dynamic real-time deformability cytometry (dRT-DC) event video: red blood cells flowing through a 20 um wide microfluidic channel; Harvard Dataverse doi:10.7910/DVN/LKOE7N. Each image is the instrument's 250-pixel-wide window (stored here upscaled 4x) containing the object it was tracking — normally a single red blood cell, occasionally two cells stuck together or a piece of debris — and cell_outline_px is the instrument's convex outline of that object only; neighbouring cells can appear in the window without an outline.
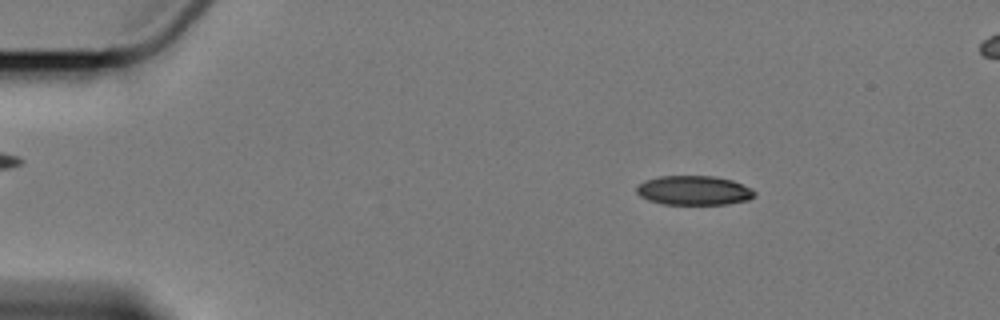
{"species": "Egyptian fruit bat (a non-hibernating species)", "species_latin": "Rousettus aegyptiacus", "temperature_condition": "cold", "stored_images_in_passage": 15, "segment_of_instrument_passage": [1, 2], "camera_frame_rate_fps": 3000, "um_per_image_px": 0.085, "animal": {"sex": "female"}, "frame": {"image": 1, "passage_image": 2, "time_ms": 1.333, "image_size_px": [1000, 320], "cell_outline_px": [[756, 196], [748, 200], [728, 204], [660, 204], [648, 200], [640, 196], [636, 192], [636, 188], [644, 180], [660, 176], [712, 176], [732, 180], [752, 188], [756, 192]], "centroid_in_image_um": [58.99, 16.19], "position_along_channel_um": 26.0, "area_um2": 20.29}}
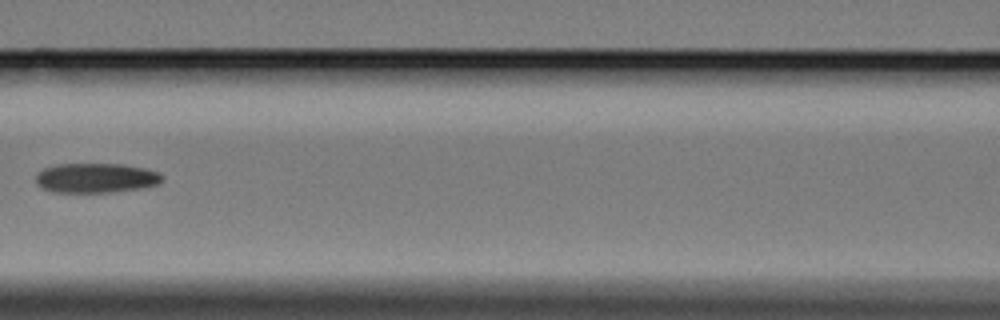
{"frame": {"image": 2, "passage_image": 6, "time_ms": 7.333, "image_size_px": [1000, 320], "cell_outline_px": [[164, 180], [160, 184], [140, 188], [112, 192], [52, 192], [36, 184], [36, 176], [44, 168], [56, 164], [120, 164], [144, 168], [160, 172], [164, 176]], "centroid_in_image_um": [8.2, 15.13], "position_along_channel_um": 158.4, "area_um2": 21.91}}
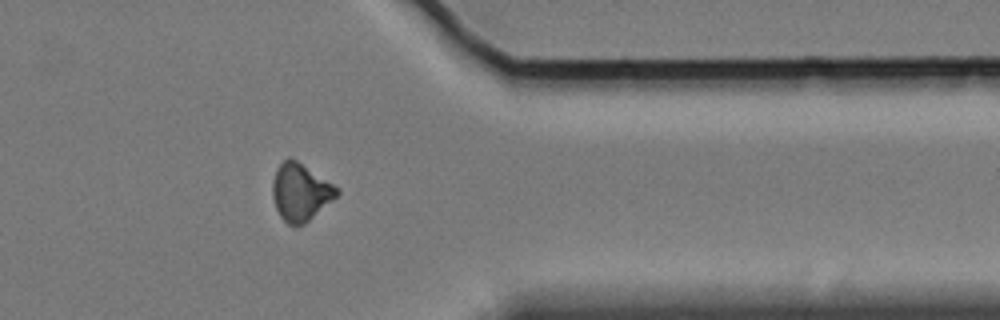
{"frame": {"image": 3, "passage_image": 12, "time_ms": 14.333, "image_size_px": [1000, 320], "cell_outline_px": [[340, 192], [332, 200], [304, 224], [296, 228], [288, 224], [280, 216], [276, 208], [272, 196], [272, 184], [276, 168], [288, 156], [296, 160], [340, 188]], "centroid_in_image_um": [25.52, 16.34], "position_along_channel_um": 385.9, "area_um2": 21.44}}